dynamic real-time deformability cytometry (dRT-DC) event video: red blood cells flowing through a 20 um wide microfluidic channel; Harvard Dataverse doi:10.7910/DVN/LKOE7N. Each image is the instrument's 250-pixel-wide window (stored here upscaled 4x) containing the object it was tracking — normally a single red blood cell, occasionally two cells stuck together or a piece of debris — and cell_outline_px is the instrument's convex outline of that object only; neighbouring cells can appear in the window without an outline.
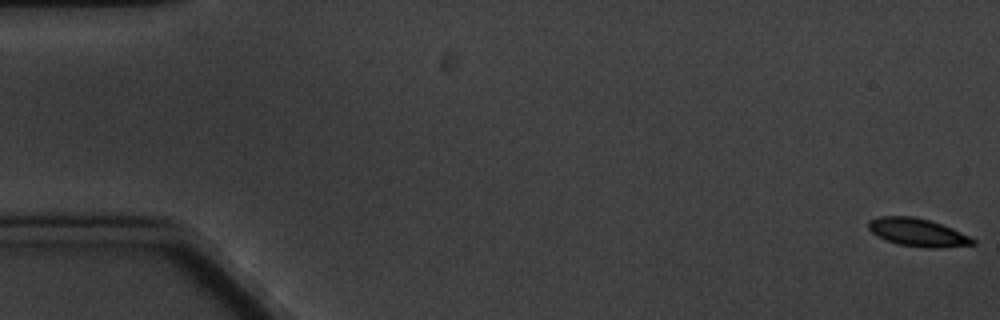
{"species": "common noctule bat (a hibernating species)", "species_latin": "Nyctalus noctula", "temperature_condition": "cold", "stored_images_in_passage": 7, "camera_frame_rate_fps": 3000, "um_per_image_px": 0.085, "animal": {"sex": "male", "body_mass_g": 20.1, "forearm_length_mm": 53.5}, "frame": {"image": 1, "passage_image": 1, "time_ms": 0.0, "image_size_px": [1000, 320], "cell_outline_px": [[976, 244], [936, 248], [928, 248], [900, 244], [888, 240], [872, 232], [868, 228], [868, 220], [876, 216], [912, 216], [928, 220], [952, 228], [976, 240]], "centroid_in_image_um": [77.99, 19.74], "position_along_channel_um": 7.0, "area_um2": 16.7}}
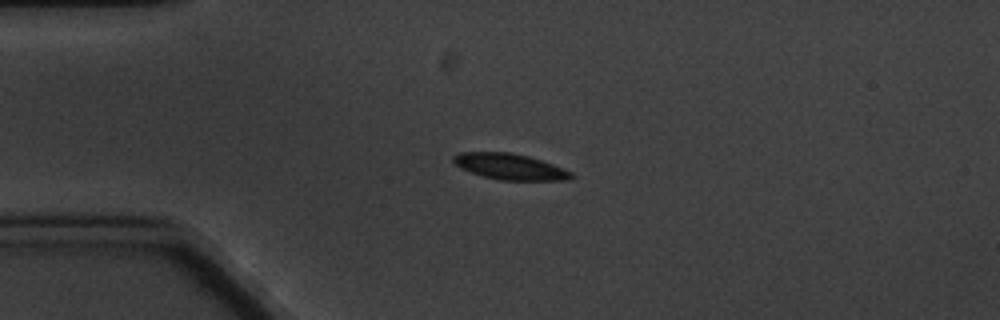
{"frame": {"image": 2, "passage_image": 5, "time_ms": 4.667, "image_size_px": [1000, 320], "cell_outline_px": [[576, 176], [568, 180], [500, 180], [484, 176], [460, 168], [452, 160], [452, 156], [460, 152], [508, 152], [528, 156], [564, 168], [572, 172]], "centroid_in_image_um": [43.36, 14.16], "position_along_channel_um": 41.6, "area_um2": 17.74}}